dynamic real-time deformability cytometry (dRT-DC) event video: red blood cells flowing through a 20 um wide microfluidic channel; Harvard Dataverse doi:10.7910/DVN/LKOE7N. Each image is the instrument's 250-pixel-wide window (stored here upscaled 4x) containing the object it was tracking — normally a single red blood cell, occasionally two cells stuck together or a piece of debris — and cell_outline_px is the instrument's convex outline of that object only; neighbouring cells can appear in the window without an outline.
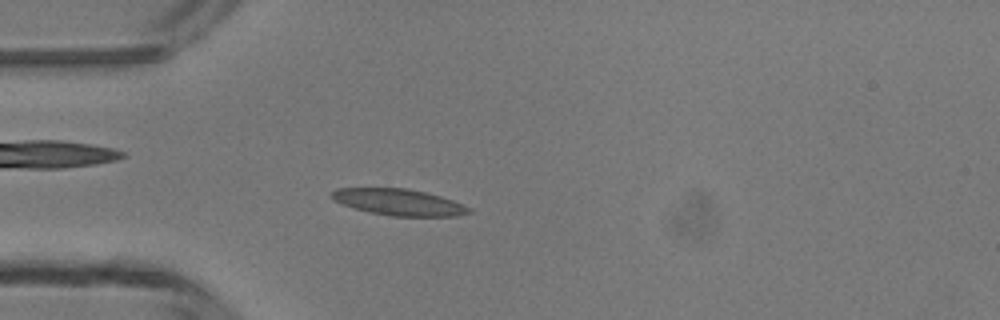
{"species": "common noctule bat (a hibernating species)", "species_latin": "Nyctalus noctula", "temperature_condition": "room temperature", "stored_images_in_passage": 3, "camera_frame_rate_fps": 3000, "um_per_image_px": 0.085, "animal": {"sex": "male", "body_mass_g": 13.3}, "frame": {"image": 1, "passage_image": 3, "time_ms": 2.333, "image_size_px": [1000, 320], "cell_outline_px": [[472, 212], [456, 216], [392, 216], [368, 212], [352, 208], [332, 200], [328, 196], [336, 188], [408, 188], [440, 196], [452, 200], [472, 208]], "centroid_in_image_um": [33.85, 17.18], "position_along_channel_um": 51.1, "area_um2": 21.27}}